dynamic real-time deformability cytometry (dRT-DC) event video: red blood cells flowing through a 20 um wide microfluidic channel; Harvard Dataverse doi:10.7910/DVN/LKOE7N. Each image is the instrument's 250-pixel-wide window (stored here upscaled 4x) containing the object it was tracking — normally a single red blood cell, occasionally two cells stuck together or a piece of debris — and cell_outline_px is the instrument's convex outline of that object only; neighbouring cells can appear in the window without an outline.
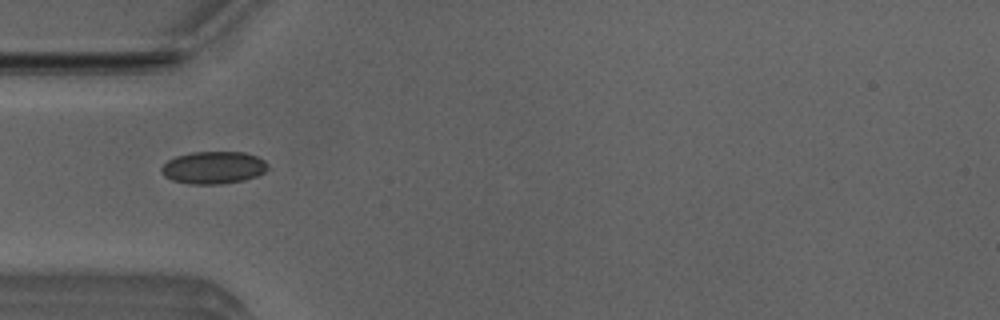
{"species": "Egyptian fruit bat (a non-hibernating species)", "species_latin": "Rousettus aegyptiacus", "temperature_condition": "room temperature", "stored_images_in_passage": 4, "camera_frame_rate_fps": 3000, "um_per_image_px": 0.085, "animal": {"sex": "male"}, "frame": {"image": 1, "passage_image": 2, "time_ms": 0.333, "image_size_px": [1000, 320], "cell_outline_px": [[268, 168], [264, 172], [256, 176], [244, 180], [220, 184], [192, 184], [172, 180], [164, 176], [160, 172], [160, 168], [168, 160], [176, 156], [192, 152], [244, 152], [256, 156], [264, 160], [268, 164]], "centroid_in_image_um": [18.13, 14.24], "position_along_channel_um": 66.9, "area_um2": 20.11}}